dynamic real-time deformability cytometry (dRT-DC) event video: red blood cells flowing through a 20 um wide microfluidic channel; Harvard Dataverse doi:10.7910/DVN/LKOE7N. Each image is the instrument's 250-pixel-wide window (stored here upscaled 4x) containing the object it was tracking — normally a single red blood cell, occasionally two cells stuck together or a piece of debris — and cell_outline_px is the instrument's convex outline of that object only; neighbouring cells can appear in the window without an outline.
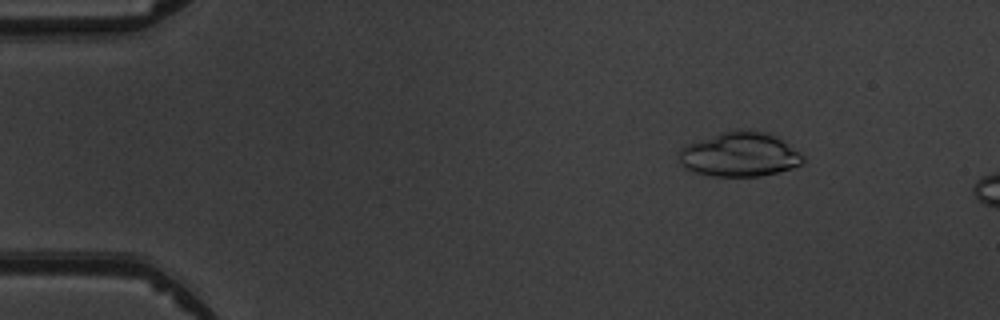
{"species": "common noctule bat (a hibernating species)", "species_latin": "Nyctalus noctula", "temperature_condition": "warm", "stored_images_in_passage": 4, "camera_frame_rate_fps": 3000, "um_per_image_px": 0.085, "animal": {"sex": "male", "body_mass_g": 19.5, "forearm_length_mm": 54.6}, "frame": {"image": 1, "passage_image": 2, "time_ms": 1.0, "image_size_px": [1000, 320], "cell_outline_px": [[804, 164], [792, 168], [760, 176], [712, 176], [692, 172], [680, 164], [676, 152], [684, 144], [732, 128], [736, 128], [764, 132], [788, 144], [804, 156]], "centroid_in_image_um": [62.79, 13.12], "position_along_channel_um": 22.2, "area_um2": 32.48}}